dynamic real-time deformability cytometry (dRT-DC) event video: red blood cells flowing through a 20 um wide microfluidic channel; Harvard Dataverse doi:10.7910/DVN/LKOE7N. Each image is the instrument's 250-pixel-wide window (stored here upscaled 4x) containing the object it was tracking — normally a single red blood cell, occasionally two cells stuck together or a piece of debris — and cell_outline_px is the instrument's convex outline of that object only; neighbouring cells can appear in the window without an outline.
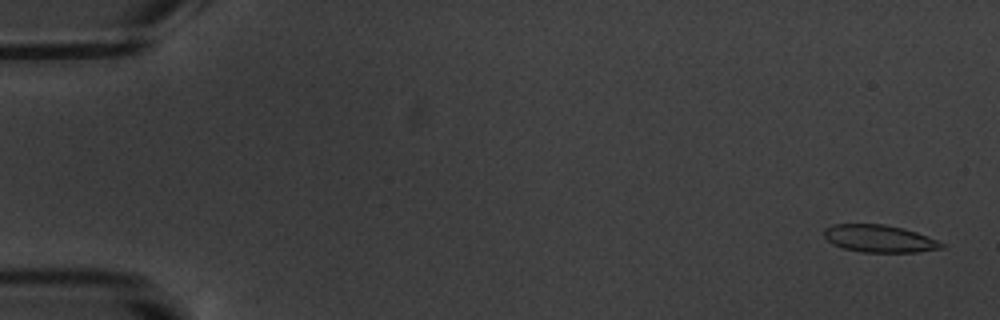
{"species": "common noctule bat (a hibernating species)", "species_latin": "Nyctalus noctula", "temperature_condition": "warm", "stored_images_in_passage": 6, "camera_frame_rate_fps": 3000, "um_per_image_px": 0.085, "animal": {"sex": "male", "body_mass_g": 20.1, "forearm_length_mm": 53.5}, "frame": {"image": 1, "passage_image": 1, "time_ms": 0.0, "image_size_px": [1000, 320], "cell_outline_px": [[944, 248], [916, 252], [860, 252], [844, 248], [832, 244], [824, 236], [824, 228], [832, 224], [884, 224], [904, 228], [916, 232], [936, 240], [944, 244]], "centroid_in_image_um": [74.72, 20.28], "position_along_channel_um": 10.3, "area_um2": 18.73}}